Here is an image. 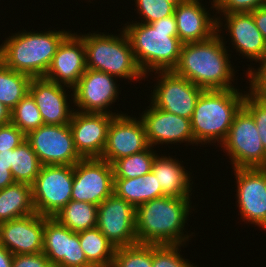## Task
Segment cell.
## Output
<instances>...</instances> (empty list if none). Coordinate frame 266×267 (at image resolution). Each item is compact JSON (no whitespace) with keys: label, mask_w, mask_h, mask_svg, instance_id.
<instances>
[{"label":"cell","mask_w":266,"mask_h":267,"mask_svg":"<svg viewBox=\"0 0 266 267\" xmlns=\"http://www.w3.org/2000/svg\"><path fill=\"white\" fill-rule=\"evenodd\" d=\"M216 17L217 32L207 40L183 44L178 63L172 70L203 90L235 88L232 82L236 71L229 61L231 57L227 54L224 37L220 35L223 22L220 16Z\"/></svg>","instance_id":"cell-1"},{"label":"cell","mask_w":266,"mask_h":267,"mask_svg":"<svg viewBox=\"0 0 266 267\" xmlns=\"http://www.w3.org/2000/svg\"><path fill=\"white\" fill-rule=\"evenodd\" d=\"M135 22L125 23L122 29L145 77L148 72L150 74L154 71L173 70L178 63L183 45L178 38L175 15L150 24Z\"/></svg>","instance_id":"cell-2"},{"label":"cell","mask_w":266,"mask_h":267,"mask_svg":"<svg viewBox=\"0 0 266 267\" xmlns=\"http://www.w3.org/2000/svg\"><path fill=\"white\" fill-rule=\"evenodd\" d=\"M190 198L163 196L136 207V236L139 244H186L191 235L183 232L192 210ZM191 207V208H190Z\"/></svg>","instance_id":"cell-3"},{"label":"cell","mask_w":266,"mask_h":267,"mask_svg":"<svg viewBox=\"0 0 266 267\" xmlns=\"http://www.w3.org/2000/svg\"><path fill=\"white\" fill-rule=\"evenodd\" d=\"M23 31L9 36L0 45V61L6 67L31 78H42L51 64L57 47L71 31L49 30L37 33L27 32L25 29Z\"/></svg>","instance_id":"cell-4"},{"label":"cell","mask_w":266,"mask_h":267,"mask_svg":"<svg viewBox=\"0 0 266 267\" xmlns=\"http://www.w3.org/2000/svg\"><path fill=\"white\" fill-rule=\"evenodd\" d=\"M244 94L237 88L204 90L191 118V129L198 144L221 143L227 137L235 115L243 107Z\"/></svg>","instance_id":"cell-5"},{"label":"cell","mask_w":266,"mask_h":267,"mask_svg":"<svg viewBox=\"0 0 266 267\" xmlns=\"http://www.w3.org/2000/svg\"><path fill=\"white\" fill-rule=\"evenodd\" d=\"M79 36L83 39L85 46L87 69L102 71L115 78H126L132 81L145 79L124 30L115 36L109 33L104 34V32Z\"/></svg>","instance_id":"cell-6"},{"label":"cell","mask_w":266,"mask_h":267,"mask_svg":"<svg viewBox=\"0 0 266 267\" xmlns=\"http://www.w3.org/2000/svg\"><path fill=\"white\" fill-rule=\"evenodd\" d=\"M235 168H266V150L252 115L242 107L220 145Z\"/></svg>","instance_id":"cell-7"},{"label":"cell","mask_w":266,"mask_h":267,"mask_svg":"<svg viewBox=\"0 0 266 267\" xmlns=\"http://www.w3.org/2000/svg\"><path fill=\"white\" fill-rule=\"evenodd\" d=\"M74 180L72 165H43L32 187L36 213L54 217L70 200Z\"/></svg>","instance_id":"cell-8"},{"label":"cell","mask_w":266,"mask_h":267,"mask_svg":"<svg viewBox=\"0 0 266 267\" xmlns=\"http://www.w3.org/2000/svg\"><path fill=\"white\" fill-rule=\"evenodd\" d=\"M154 73L158 74V81L151 93V104L160 110L191 119L204 90L172 70Z\"/></svg>","instance_id":"cell-9"},{"label":"cell","mask_w":266,"mask_h":267,"mask_svg":"<svg viewBox=\"0 0 266 267\" xmlns=\"http://www.w3.org/2000/svg\"><path fill=\"white\" fill-rule=\"evenodd\" d=\"M42 165H72L83 158L78 154L69 124H43L26 135Z\"/></svg>","instance_id":"cell-10"},{"label":"cell","mask_w":266,"mask_h":267,"mask_svg":"<svg viewBox=\"0 0 266 267\" xmlns=\"http://www.w3.org/2000/svg\"><path fill=\"white\" fill-rule=\"evenodd\" d=\"M113 186V167L107 161L90 158L74 165L71 200L98 206L113 193Z\"/></svg>","instance_id":"cell-11"},{"label":"cell","mask_w":266,"mask_h":267,"mask_svg":"<svg viewBox=\"0 0 266 267\" xmlns=\"http://www.w3.org/2000/svg\"><path fill=\"white\" fill-rule=\"evenodd\" d=\"M135 214L132 204L112 193L98 205L97 228L116 248L135 245Z\"/></svg>","instance_id":"cell-12"},{"label":"cell","mask_w":266,"mask_h":267,"mask_svg":"<svg viewBox=\"0 0 266 267\" xmlns=\"http://www.w3.org/2000/svg\"><path fill=\"white\" fill-rule=\"evenodd\" d=\"M114 77L102 71L86 69L71 93L74 106H77L76 111L80 109L79 112L83 113L120 115L108 108L116 102L119 95L117 78Z\"/></svg>","instance_id":"cell-13"},{"label":"cell","mask_w":266,"mask_h":267,"mask_svg":"<svg viewBox=\"0 0 266 267\" xmlns=\"http://www.w3.org/2000/svg\"><path fill=\"white\" fill-rule=\"evenodd\" d=\"M241 219L266 231V168H235Z\"/></svg>","instance_id":"cell-14"},{"label":"cell","mask_w":266,"mask_h":267,"mask_svg":"<svg viewBox=\"0 0 266 267\" xmlns=\"http://www.w3.org/2000/svg\"><path fill=\"white\" fill-rule=\"evenodd\" d=\"M42 252L55 267H93L80 246L78 232L61 225L53 217L44 216Z\"/></svg>","instance_id":"cell-15"},{"label":"cell","mask_w":266,"mask_h":267,"mask_svg":"<svg viewBox=\"0 0 266 267\" xmlns=\"http://www.w3.org/2000/svg\"><path fill=\"white\" fill-rule=\"evenodd\" d=\"M149 146L141 118L120 113L112 118L106 146L100 159L112 165L116 160L142 152Z\"/></svg>","instance_id":"cell-16"},{"label":"cell","mask_w":266,"mask_h":267,"mask_svg":"<svg viewBox=\"0 0 266 267\" xmlns=\"http://www.w3.org/2000/svg\"><path fill=\"white\" fill-rule=\"evenodd\" d=\"M114 116L116 115L83 113L75 108L69 127L75 148L83 159L102 157L108 129Z\"/></svg>","instance_id":"cell-17"},{"label":"cell","mask_w":266,"mask_h":267,"mask_svg":"<svg viewBox=\"0 0 266 267\" xmlns=\"http://www.w3.org/2000/svg\"><path fill=\"white\" fill-rule=\"evenodd\" d=\"M86 69L83 39L77 33L70 32L57 47L43 78L73 89Z\"/></svg>","instance_id":"cell-18"},{"label":"cell","mask_w":266,"mask_h":267,"mask_svg":"<svg viewBox=\"0 0 266 267\" xmlns=\"http://www.w3.org/2000/svg\"><path fill=\"white\" fill-rule=\"evenodd\" d=\"M147 108L149 109L143 111L140 118L145 126L147 141L151 147L178 142L197 144L191 129V119L160 110L151 103Z\"/></svg>","instance_id":"cell-19"},{"label":"cell","mask_w":266,"mask_h":267,"mask_svg":"<svg viewBox=\"0 0 266 267\" xmlns=\"http://www.w3.org/2000/svg\"><path fill=\"white\" fill-rule=\"evenodd\" d=\"M44 216L34 213L0 223V245L13 255L43 250Z\"/></svg>","instance_id":"cell-20"},{"label":"cell","mask_w":266,"mask_h":267,"mask_svg":"<svg viewBox=\"0 0 266 267\" xmlns=\"http://www.w3.org/2000/svg\"><path fill=\"white\" fill-rule=\"evenodd\" d=\"M51 82L45 78H32L29 84V93L35 99L44 124H69L74 108L70 109L67 101L70 95L66 90L70 87ZM68 96V97H67Z\"/></svg>","instance_id":"cell-21"},{"label":"cell","mask_w":266,"mask_h":267,"mask_svg":"<svg viewBox=\"0 0 266 267\" xmlns=\"http://www.w3.org/2000/svg\"><path fill=\"white\" fill-rule=\"evenodd\" d=\"M224 15V17H223ZM226 31L229 32L231 44L250 61L261 64L266 59V41L255 25L250 12L223 13ZM227 26V27H226Z\"/></svg>","instance_id":"cell-22"},{"label":"cell","mask_w":266,"mask_h":267,"mask_svg":"<svg viewBox=\"0 0 266 267\" xmlns=\"http://www.w3.org/2000/svg\"><path fill=\"white\" fill-rule=\"evenodd\" d=\"M200 0H186L175 7L178 38L183 44L204 41L217 32V17Z\"/></svg>","instance_id":"cell-23"},{"label":"cell","mask_w":266,"mask_h":267,"mask_svg":"<svg viewBox=\"0 0 266 267\" xmlns=\"http://www.w3.org/2000/svg\"><path fill=\"white\" fill-rule=\"evenodd\" d=\"M180 163L181 161L176 158L156 155L151 171L157 176L158 186H161L163 196L190 198L192 180L190 173Z\"/></svg>","instance_id":"cell-24"},{"label":"cell","mask_w":266,"mask_h":267,"mask_svg":"<svg viewBox=\"0 0 266 267\" xmlns=\"http://www.w3.org/2000/svg\"><path fill=\"white\" fill-rule=\"evenodd\" d=\"M113 193L135 208L152 199L163 197L157 176L152 171L134 178H114Z\"/></svg>","instance_id":"cell-25"},{"label":"cell","mask_w":266,"mask_h":267,"mask_svg":"<svg viewBox=\"0 0 266 267\" xmlns=\"http://www.w3.org/2000/svg\"><path fill=\"white\" fill-rule=\"evenodd\" d=\"M34 213L31 185L15 182L0 190V223Z\"/></svg>","instance_id":"cell-26"},{"label":"cell","mask_w":266,"mask_h":267,"mask_svg":"<svg viewBox=\"0 0 266 267\" xmlns=\"http://www.w3.org/2000/svg\"><path fill=\"white\" fill-rule=\"evenodd\" d=\"M79 241L87 261L93 267H111L116 247L97 228L78 232Z\"/></svg>","instance_id":"cell-27"},{"label":"cell","mask_w":266,"mask_h":267,"mask_svg":"<svg viewBox=\"0 0 266 267\" xmlns=\"http://www.w3.org/2000/svg\"><path fill=\"white\" fill-rule=\"evenodd\" d=\"M98 206L70 200L53 218L73 232L97 227Z\"/></svg>","instance_id":"cell-28"},{"label":"cell","mask_w":266,"mask_h":267,"mask_svg":"<svg viewBox=\"0 0 266 267\" xmlns=\"http://www.w3.org/2000/svg\"><path fill=\"white\" fill-rule=\"evenodd\" d=\"M31 77L6 67L0 61V103L12 110L29 93Z\"/></svg>","instance_id":"cell-29"},{"label":"cell","mask_w":266,"mask_h":267,"mask_svg":"<svg viewBox=\"0 0 266 267\" xmlns=\"http://www.w3.org/2000/svg\"><path fill=\"white\" fill-rule=\"evenodd\" d=\"M42 166L27 140L13 149L11 172L15 182L32 185Z\"/></svg>","instance_id":"cell-30"},{"label":"cell","mask_w":266,"mask_h":267,"mask_svg":"<svg viewBox=\"0 0 266 267\" xmlns=\"http://www.w3.org/2000/svg\"><path fill=\"white\" fill-rule=\"evenodd\" d=\"M153 150L149 146L142 152L116 160L112 164L114 178H134L149 173L157 155Z\"/></svg>","instance_id":"cell-31"},{"label":"cell","mask_w":266,"mask_h":267,"mask_svg":"<svg viewBox=\"0 0 266 267\" xmlns=\"http://www.w3.org/2000/svg\"><path fill=\"white\" fill-rule=\"evenodd\" d=\"M10 122L25 135L44 124L35 99L30 93L26 94L11 110Z\"/></svg>","instance_id":"cell-32"},{"label":"cell","mask_w":266,"mask_h":267,"mask_svg":"<svg viewBox=\"0 0 266 267\" xmlns=\"http://www.w3.org/2000/svg\"><path fill=\"white\" fill-rule=\"evenodd\" d=\"M111 267H152V245L137 243L116 248Z\"/></svg>","instance_id":"cell-33"},{"label":"cell","mask_w":266,"mask_h":267,"mask_svg":"<svg viewBox=\"0 0 266 267\" xmlns=\"http://www.w3.org/2000/svg\"><path fill=\"white\" fill-rule=\"evenodd\" d=\"M181 246L185 245H152V267H197L182 257Z\"/></svg>","instance_id":"cell-34"},{"label":"cell","mask_w":266,"mask_h":267,"mask_svg":"<svg viewBox=\"0 0 266 267\" xmlns=\"http://www.w3.org/2000/svg\"><path fill=\"white\" fill-rule=\"evenodd\" d=\"M141 23L150 24L156 20L174 15L175 6L165 0H134Z\"/></svg>","instance_id":"cell-35"},{"label":"cell","mask_w":266,"mask_h":267,"mask_svg":"<svg viewBox=\"0 0 266 267\" xmlns=\"http://www.w3.org/2000/svg\"><path fill=\"white\" fill-rule=\"evenodd\" d=\"M248 92L245 95L243 107L254 118L263 147L266 150V100L260 98L251 89Z\"/></svg>","instance_id":"cell-36"},{"label":"cell","mask_w":266,"mask_h":267,"mask_svg":"<svg viewBox=\"0 0 266 267\" xmlns=\"http://www.w3.org/2000/svg\"><path fill=\"white\" fill-rule=\"evenodd\" d=\"M266 6V0H216L215 9L218 14L252 12Z\"/></svg>","instance_id":"cell-37"},{"label":"cell","mask_w":266,"mask_h":267,"mask_svg":"<svg viewBox=\"0 0 266 267\" xmlns=\"http://www.w3.org/2000/svg\"><path fill=\"white\" fill-rule=\"evenodd\" d=\"M26 140V135L13 123L0 125V152L13 150Z\"/></svg>","instance_id":"cell-38"},{"label":"cell","mask_w":266,"mask_h":267,"mask_svg":"<svg viewBox=\"0 0 266 267\" xmlns=\"http://www.w3.org/2000/svg\"><path fill=\"white\" fill-rule=\"evenodd\" d=\"M259 66L257 69L248 67L246 75L249 78V88L266 100V59Z\"/></svg>","instance_id":"cell-39"},{"label":"cell","mask_w":266,"mask_h":267,"mask_svg":"<svg viewBox=\"0 0 266 267\" xmlns=\"http://www.w3.org/2000/svg\"><path fill=\"white\" fill-rule=\"evenodd\" d=\"M12 267H55L43 252L13 256Z\"/></svg>","instance_id":"cell-40"},{"label":"cell","mask_w":266,"mask_h":267,"mask_svg":"<svg viewBox=\"0 0 266 267\" xmlns=\"http://www.w3.org/2000/svg\"><path fill=\"white\" fill-rule=\"evenodd\" d=\"M13 150L0 152V190L15 183L11 172Z\"/></svg>","instance_id":"cell-41"},{"label":"cell","mask_w":266,"mask_h":267,"mask_svg":"<svg viewBox=\"0 0 266 267\" xmlns=\"http://www.w3.org/2000/svg\"><path fill=\"white\" fill-rule=\"evenodd\" d=\"M250 13L253 16L255 25L260 30L266 41V6L259 7Z\"/></svg>","instance_id":"cell-42"},{"label":"cell","mask_w":266,"mask_h":267,"mask_svg":"<svg viewBox=\"0 0 266 267\" xmlns=\"http://www.w3.org/2000/svg\"><path fill=\"white\" fill-rule=\"evenodd\" d=\"M13 254L0 245V267H12Z\"/></svg>","instance_id":"cell-43"},{"label":"cell","mask_w":266,"mask_h":267,"mask_svg":"<svg viewBox=\"0 0 266 267\" xmlns=\"http://www.w3.org/2000/svg\"><path fill=\"white\" fill-rule=\"evenodd\" d=\"M10 113L11 111L4 104L0 103V125L10 122Z\"/></svg>","instance_id":"cell-44"},{"label":"cell","mask_w":266,"mask_h":267,"mask_svg":"<svg viewBox=\"0 0 266 267\" xmlns=\"http://www.w3.org/2000/svg\"><path fill=\"white\" fill-rule=\"evenodd\" d=\"M171 4H173L175 7H177L179 4L185 2L186 0H165Z\"/></svg>","instance_id":"cell-45"},{"label":"cell","mask_w":266,"mask_h":267,"mask_svg":"<svg viewBox=\"0 0 266 267\" xmlns=\"http://www.w3.org/2000/svg\"><path fill=\"white\" fill-rule=\"evenodd\" d=\"M215 2L216 0L211 1L212 6L210 8H215Z\"/></svg>","instance_id":"cell-46"}]
</instances>
